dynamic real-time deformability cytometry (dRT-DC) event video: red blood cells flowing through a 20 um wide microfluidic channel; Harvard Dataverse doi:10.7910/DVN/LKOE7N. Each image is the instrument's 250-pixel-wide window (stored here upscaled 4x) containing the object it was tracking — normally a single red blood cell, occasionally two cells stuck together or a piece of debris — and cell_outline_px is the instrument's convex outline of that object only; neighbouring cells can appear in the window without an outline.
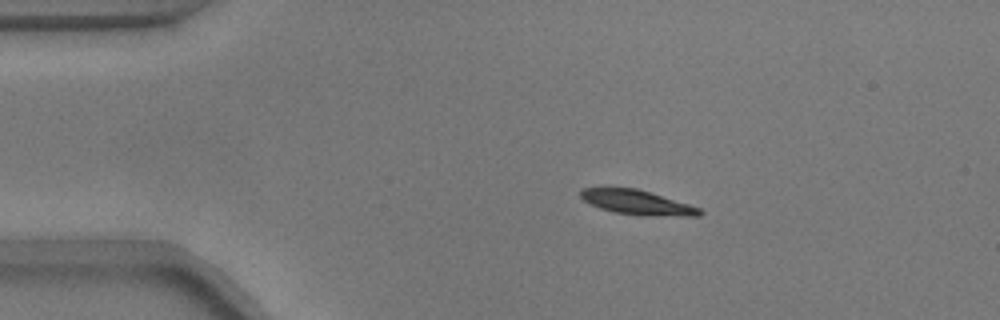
{"species": "common noctule bat (a hibernating species)", "species_latin": "Nyctalus noctula", "temperature_condition": "warm", "stored_images_in_passage": 45, "camera_frame_rate_fps": 3000, "um_per_image_px": 0.085, "animal": {"sex": "male", "body_mass_g": 17.9}, "frame": {"image": 1, "passage_image": 1, "time_ms": 0.0, "image_size_px": [1000, 320], "cell_outline_px": [[704, 212], [700, 216], [644, 216], [616, 212], [600, 208], [584, 200], [580, 196], [580, 188], [636, 188], [688, 204], [700, 208]], "centroid_in_image_um": [54.18, 17.21], "position_along_channel_um": 30.8, "area_um2": 16.82}}
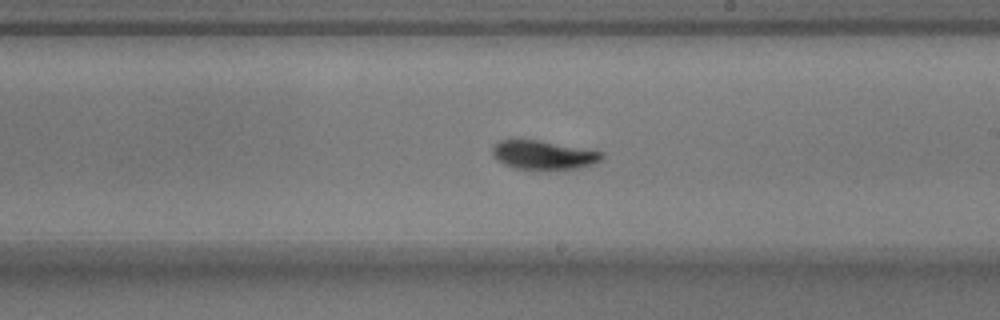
{"frame": {"image": 2, "passage_image": 22, "time_ms": 7.0, "image_size_px": [1000, 320], "cell_outline_px": [[604, 156], [600, 160], [592, 164], [576, 168], [516, 168], [504, 164], [496, 160], [492, 152], [492, 148], [500, 140], [540, 140], [604, 152]], "centroid_in_image_um": [46.19, 13.15], "position_along_channel_um": 242.8, "area_um2": 17.92}}
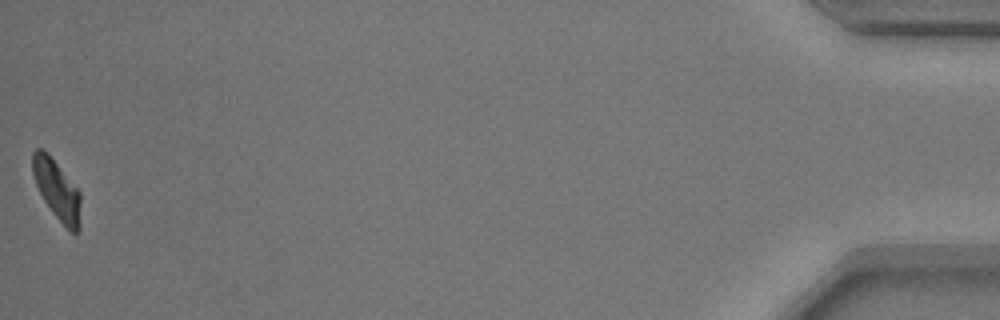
{"frame": {"image": 3, "passage_image": 45, "time_ms": 14.667, "image_size_px": [1000, 320], "cell_outline_px": [[80, 228], [76, 232], [72, 232], [52, 212], [44, 200], [36, 184], [32, 172], [32, 152], [36, 148], [40, 148], [48, 152], [80, 192]], "centroid_in_image_um": [4.83, 16.09], "position_along_channel_um": 430.4, "area_um2": 16.53}, "authors_computed_cell_mechanics": {"area_um2": 18.0914, "velocity_mm_per_s": 3.712, "shape_relaxation_time_tau1_ms": 2.5069, "shape_relaxation_time_tau2_ms": 0.8384, "deformation_change_tau1": 0.1244, "deformation_change_tau2": 0.0442}}